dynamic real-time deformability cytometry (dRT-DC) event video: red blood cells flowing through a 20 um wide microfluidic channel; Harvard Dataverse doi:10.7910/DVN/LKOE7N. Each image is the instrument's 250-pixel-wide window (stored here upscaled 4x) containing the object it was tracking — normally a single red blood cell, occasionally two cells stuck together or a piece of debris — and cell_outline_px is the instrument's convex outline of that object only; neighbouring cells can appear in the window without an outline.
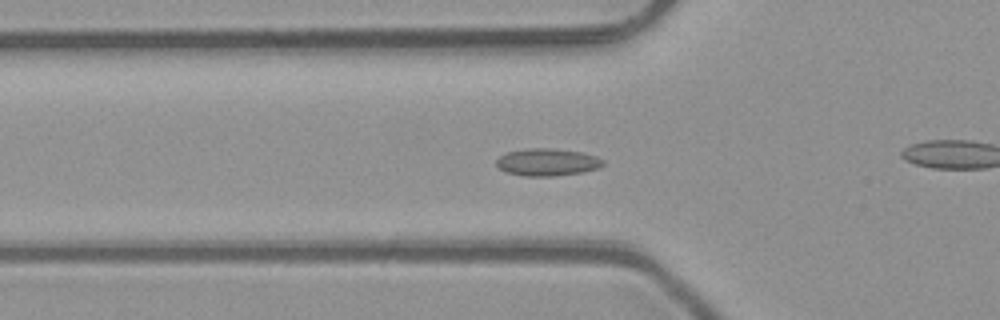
{"species": "common noctule bat (a hibernating species)", "species_latin": "Nyctalus noctula", "temperature_condition": "room temperature", "stored_images_in_passage": 41, "camera_frame_rate_fps": 3000, "um_per_image_px": 0.085, "animal": {"sex": "male", "body_mass_g": 23.1, "forearm_length_mm": 52.7}, "frame": {"image": 1, "passage_image": 19, "time_ms": 6.0, "image_size_px": [1000, 320], "cell_outline_px": [[604, 164], [600, 168], [584, 172], [552, 176], [524, 176], [504, 172], [496, 164], [496, 160], [500, 156], [508, 152], [532, 148], [548, 148], [584, 152], [596, 156], [604, 160]], "centroid_in_image_um": [46.55, 13.79], "position_along_channel_um": 79.2, "area_um2": 17.05}}
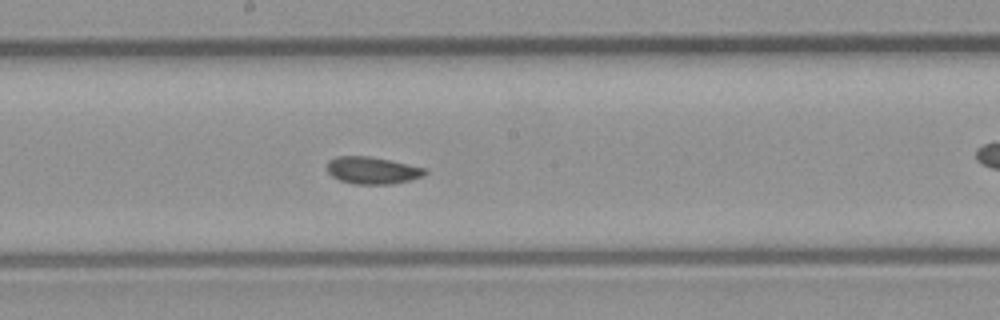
{"frame": {"image": 2, "passage_image": 29, "time_ms": 9.333, "image_size_px": [1000, 320], "cell_outline_px": [[428, 172], [424, 176], [412, 180], [392, 184], [352, 184], [340, 180], [332, 176], [324, 168], [328, 160], [336, 156], [368, 156], [392, 160], [428, 168]], "centroid_in_image_um": [31.67, 14.48], "position_along_channel_um": 216.5, "area_um2": 15.95}}
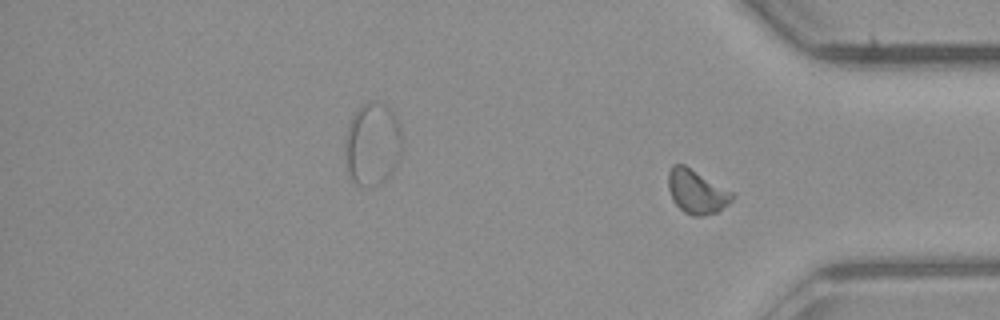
{"frame": {"image": 3, "passage_image": 41, "time_ms": 13.333, "image_size_px": [1000, 320], "cell_outline_px": [[736, 196], [728, 204], [716, 212], [700, 216], [692, 216], [684, 212], [672, 200], [668, 188], [668, 172], [672, 164], [684, 164], [732, 192]], "centroid_in_image_um": [59.19, 16.29], "position_along_channel_um": 376.0, "area_um2": 16.24}, "authors_computed_cell_mechanics": {"area_um2": 16.0684, "velocity_mm_per_s": 4.0812, "shape_relaxation_time_tau1_ms": null, "shape_relaxation_time_tau2_ms": 1.8895, "deformation_change_tau1": null, "deformation_change_tau2": 0.0531}}